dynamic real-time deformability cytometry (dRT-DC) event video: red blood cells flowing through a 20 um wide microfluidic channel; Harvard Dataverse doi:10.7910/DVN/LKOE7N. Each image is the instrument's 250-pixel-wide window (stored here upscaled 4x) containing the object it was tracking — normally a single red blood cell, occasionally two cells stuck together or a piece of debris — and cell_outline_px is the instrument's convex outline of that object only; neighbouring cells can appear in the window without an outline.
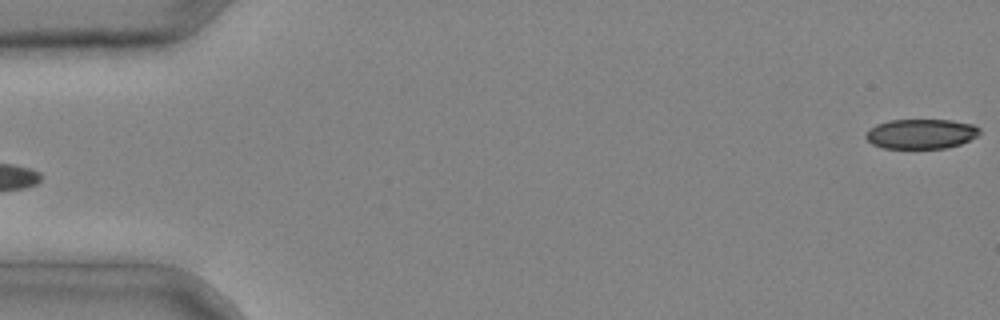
{"species": "common noctule bat (a hibernating species)", "species_latin": "Nyctalus noctula", "temperature_condition": "cold", "stored_images_in_passage": 3, "camera_frame_rate_fps": 3000, "um_per_image_px": 0.085, "animal": {"sex": "male", "body_mass_g": 20.4}, "frame": {"image": 1, "passage_image": 3, "time_ms": 0.667, "image_size_px": [1000, 320], "cell_outline_px": [[980, 132], [976, 136], [960, 144], [944, 148], [884, 148], [872, 144], [864, 136], [868, 128], [876, 124], [888, 120], [952, 120], [972, 124], [980, 128]], "centroid_in_image_um": [78.25, 11.37], "position_along_channel_um": 6.7, "area_um2": 19.77}}